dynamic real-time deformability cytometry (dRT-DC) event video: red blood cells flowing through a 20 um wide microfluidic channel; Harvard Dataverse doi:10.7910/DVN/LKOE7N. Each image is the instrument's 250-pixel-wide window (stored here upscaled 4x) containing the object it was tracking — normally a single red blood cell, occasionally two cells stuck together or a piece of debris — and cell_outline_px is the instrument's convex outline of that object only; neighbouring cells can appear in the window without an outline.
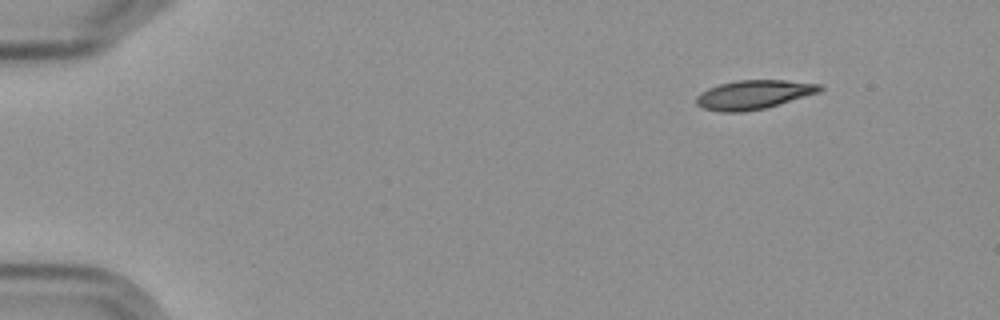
{"species": "Egyptian fruit bat (a non-hibernating species)", "species_latin": "Rousettus aegyptiacus", "temperature_condition": "cold", "stored_images_in_passage": 4, "camera_frame_rate_fps": 3000, "um_per_image_px": 0.085, "frame": {"image": 1, "passage_image": 1, "time_ms": 0.0, "image_size_px": [1000, 320], "cell_outline_px": [[824, 88], [820, 92], [764, 108], [740, 112], [724, 112], [704, 108], [696, 104], [696, 96], [700, 92], [708, 88], [720, 84], [736, 80], [784, 80], [824, 84]], "centroid_in_image_um": [64.08, 8.03], "position_along_channel_um": 20.9, "area_um2": 20.81}}